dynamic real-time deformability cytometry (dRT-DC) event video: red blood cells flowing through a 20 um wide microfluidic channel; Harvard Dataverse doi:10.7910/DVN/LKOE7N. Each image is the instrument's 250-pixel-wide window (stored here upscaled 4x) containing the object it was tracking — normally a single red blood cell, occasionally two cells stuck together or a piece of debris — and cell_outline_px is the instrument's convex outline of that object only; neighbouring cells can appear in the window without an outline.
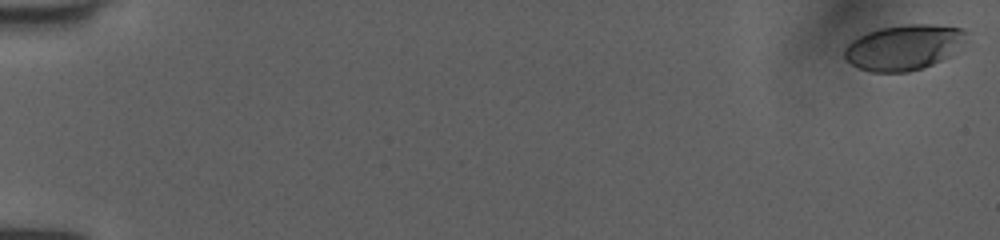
{"species": "human", "species_latin": "Homo sapiens", "temperature_condition": "room temperature", "stored_images_in_passage": 53, "camera_frame_rate_fps": 3000, "um_per_image_px": 0.085, "donor": {"sex": "female"}, "frame": {"image": 1, "passage_image": 1, "time_ms": 0.0, "image_size_px": [1000, 240], "cell_outline_px": [[968, 32], [964, 44], [948, 56], [932, 64], [908, 72], [872, 72], [860, 68], [844, 60], [844, 48], [852, 40], [868, 32], [880, 28], [904, 24], [932, 24], [964, 28]], "centroid_in_image_um": [76.83, 4.01], "position_along_channel_um": 8.2, "area_um2": 32.25}}
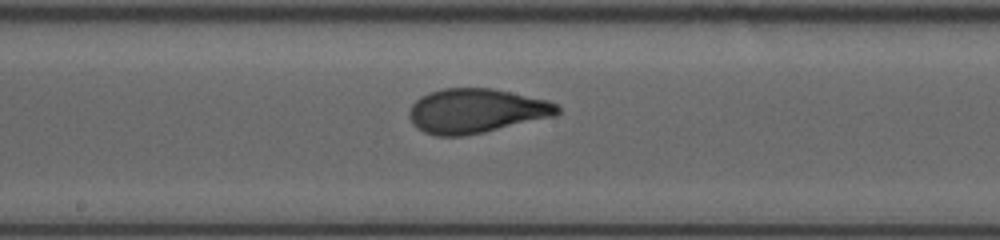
{"frame": {"image": 2, "passage_image": 30, "time_ms": 9.667, "image_size_px": [1000, 240], "cell_outline_px": [[560, 112], [556, 116], [484, 132], [464, 136], [436, 136], [424, 132], [416, 128], [412, 124], [408, 116], [408, 112], [412, 104], [420, 96], [428, 92], [444, 88], [492, 88], [548, 100], [556, 104], [560, 108]], "centroid_in_image_um": [40.45, 9.43], "position_along_channel_um": 207.8, "area_um2": 38.67}}
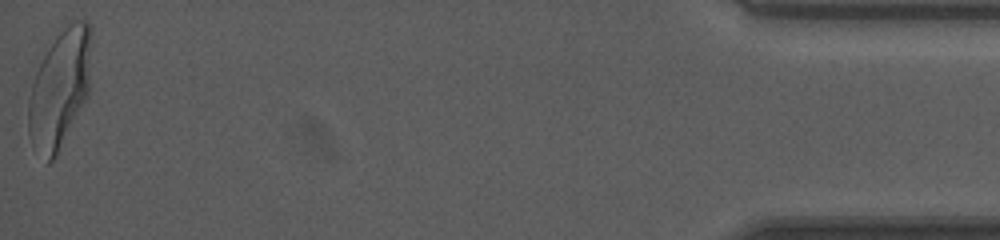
{"frame": {"image": 3, "passage_image": 53, "time_ms": 17.333, "image_size_px": [1000, 240], "cell_outline_px": [[92, 32], [88, 96], [56, 156], [48, 164], [28, 132], [28, 100], [32, 84], [36, 72], [48, 48], [60, 32], [64, 28], [76, 20], [88, 20], [92, 28]], "centroid_in_image_um": [5.11, 7.49], "position_along_channel_um": 430.1, "area_um2": 42.66}, "authors_computed_cell_mechanics": {"area_um2": 37.5122, "velocity_mm_per_s": 4.0164, "shape_relaxation_time_tau1_ms": 4.9591, "shape_relaxation_time_tau2_ms": null, "deformation_change_tau1": 0.2297, "deformation_change_tau2": null}}